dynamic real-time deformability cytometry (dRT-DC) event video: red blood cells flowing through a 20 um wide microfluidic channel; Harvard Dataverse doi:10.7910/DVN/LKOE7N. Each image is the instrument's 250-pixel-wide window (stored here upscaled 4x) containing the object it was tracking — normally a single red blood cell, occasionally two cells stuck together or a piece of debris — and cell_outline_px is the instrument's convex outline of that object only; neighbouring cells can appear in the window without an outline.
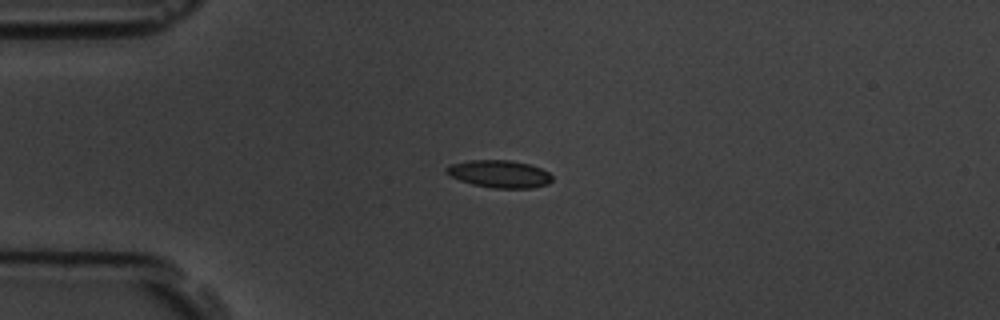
{"species": "common noctule bat (a hibernating species)", "species_latin": "Nyctalus noctula", "temperature_condition": "room temperature", "stored_images_in_passage": 6, "camera_frame_rate_fps": 3000, "um_per_image_px": 0.085, "animal": {"sex": "male", "body_mass_g": 19.5, "forearm_length_mm": 54.6}, "frame": {"image": 1, "passage_image": 3, "time_ms": 2.333, "image_size_px": [1000, 320], "cell_outline_px": [[552, 180], [548, 184], [532, 188], [492, 188], [472, 184], [448, 176], [444, 172], [444, 168], [448, 164], [468, 160], [508, 160], [528, 164], [540, 168], [548, 172], [552, 176]], "centroid_in_image_um": [42.38, 14.78], "position_along_channel_um": 42.6, "area_um2": 17.11}}
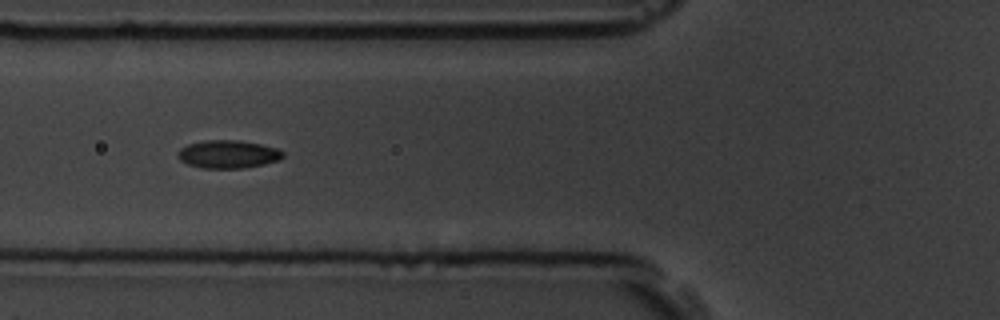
{"frame": {"image": 2, "passage_image": 5, "time_ms": 4.667, "image_size_px": [1000, 320], "cell_outline_px": [[284, 156], [280, 160], [264, 164], [244, 168], [204, 168], [188, 164], [180, 160], [176, 156], [176, 152], [180, 148], [188, 144], [204, 140], [240, 140], [260, 144], [276, 148], [284, 152]], "centroid_in_image_um": [19.37, 13.1], "position_along_channel_um": 106.4, "area_um2": 17.28}}
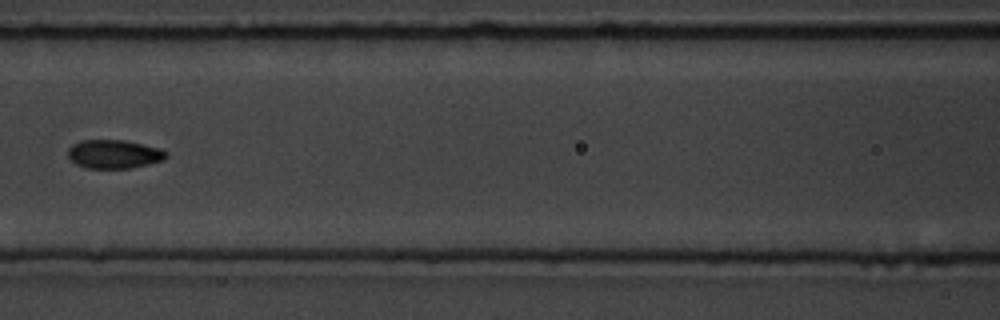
{"frame": {"image": 3, "passage_image": 6, "time_ms": 6.0, "image_size_px": [1000, 320], "cell_outline_px": [[168, 156], [164, 160], [148, 164], [128, 168], [88, 168], [76, 164], [68, 156], [68, 148], [72, 144], [80, 140], [124, 140], [160, 148], [168, 152]], "centroid_in_image_um": [9.7, 13.09], "position_along_channel_um": 156.9, "area_um2": 16.42}}